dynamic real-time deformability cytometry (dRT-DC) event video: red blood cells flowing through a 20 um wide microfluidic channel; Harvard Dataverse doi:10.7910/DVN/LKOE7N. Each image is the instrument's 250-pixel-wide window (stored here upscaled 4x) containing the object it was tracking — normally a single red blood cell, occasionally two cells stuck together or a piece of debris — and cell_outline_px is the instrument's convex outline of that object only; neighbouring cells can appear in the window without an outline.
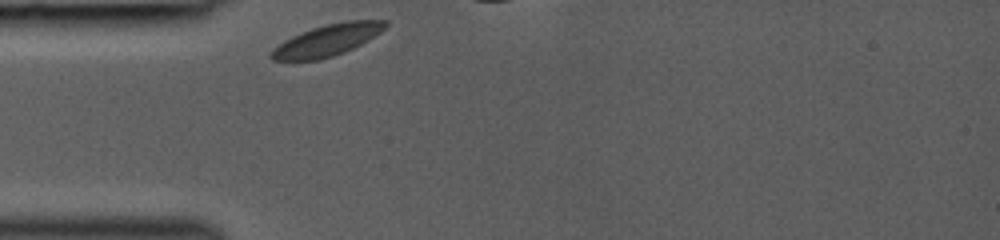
{"species": "common noctule bat (a hibernating species)", "species_latin": "Nyctalus noctula", "temperature_condition": "room temperature", "stored_images_in_passage": 28, "camera_frame_rate_fps": 3000, "um_per_image_px": 0.085, "animal": {"sex": "female", "body_mass_g": 19.0, "forearm_length_mm": 53.3}, "frame": {"image": 1, "passage_image": 1, "time_ms": 0.0, "image_size_px": [1000, 240], "cell_outline_px": [[388, 24], [380, 32], [368, 40], [344, 52], [332, 56], [316, 60], [272, 60], [268, 56], [272, 48], [284, 40], [292, 36], [312, 28], [344, 20], [388, 20]], "centroid_in_image_um": [27.79, 3.41], "position_along_channel_um": 57.2, "area_um2": 20.81}}
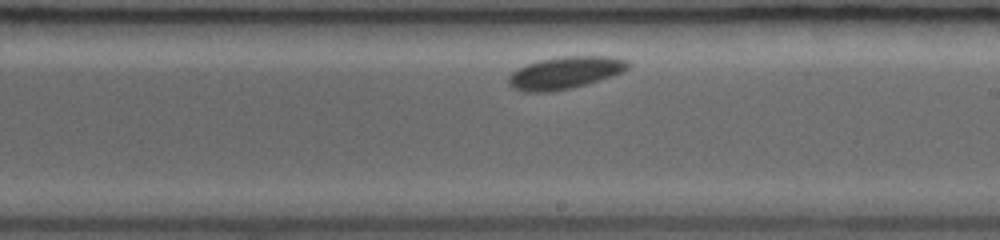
{"frame": {"image": 2, "passage_image": 15, "time_ms": 4.667, "image_size_px": [1000, 240], "cell_outline_px": [[628, 68], [620, 72], [600, 80], [572, 88], [548, 92], [524, 92], [512, 88], [508, 84], [508, 76], [516, 68], [540, 60], [564, 56], [612, 56], [628, 60]], "centroid_in_image_um": [47.98, 6.19], "position_along_channel_um": 241.0, "area_um2": 22.43}}
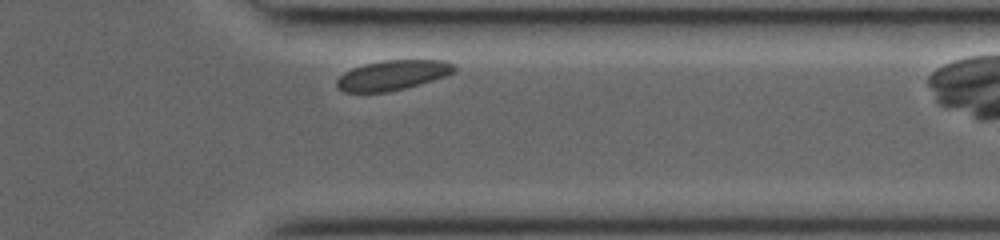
{"frame": {"image": 3, "passage_image": 25, "time_ms": 8.0, "image_size_px": [1000, 240], "cell_outline_px": [[456, 72], [420, 84], [388, 92], [344, 92], [336, 88], [336, 80], [344, 72], [352, 68], [364, 64], [384, 60], [444, 60], [456, 64]], "centroid_in_image_um": [33.37, 6.38], "position_along_channel_um": 378.0, "area_um2": 20.58}}